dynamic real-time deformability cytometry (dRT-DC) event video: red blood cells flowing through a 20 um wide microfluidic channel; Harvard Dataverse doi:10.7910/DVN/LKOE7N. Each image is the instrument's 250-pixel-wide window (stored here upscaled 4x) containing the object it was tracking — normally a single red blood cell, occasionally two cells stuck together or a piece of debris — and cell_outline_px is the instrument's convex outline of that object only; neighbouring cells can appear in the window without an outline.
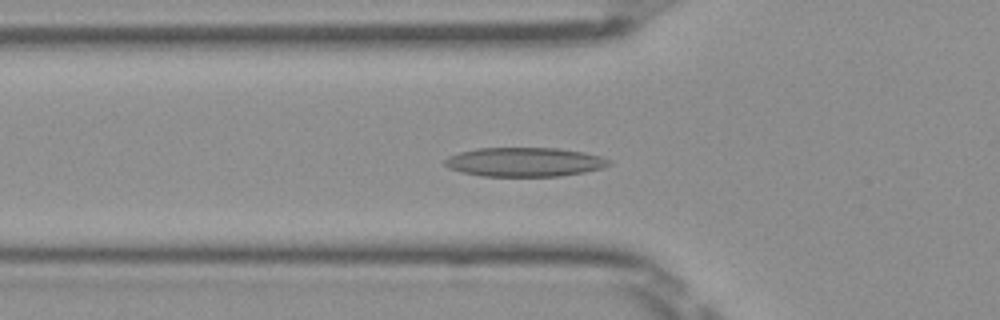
{"species": "Egyptian fruit bat (a non-hibernating species)", "species_latin": "Rousettus aegyptiacus", "temperature_condition": "room temperature", "stored_images_in_passage": 36, "camera_frame_rate_fps": 3000, "um_per_image_px": 0.085, "frame": {"image": 1, "passage_image": 7, "time_ms": 2.0, "image_size_px": [1000, 320], "cell_outline_px": [[612, 164], [600, 168], [584, 172], [560, 176], [484, 176], [460, 172], [448, 168], [444, 164], [444, 160], [448, 156], [460, 152], [480, 148], [556, 148], [584, 152], [600, 156], [612, 160]], "centroid_in_image_um": [44.58, 13.77], "position_along_channel_um": 81.2, "area_um2": 27.86}}
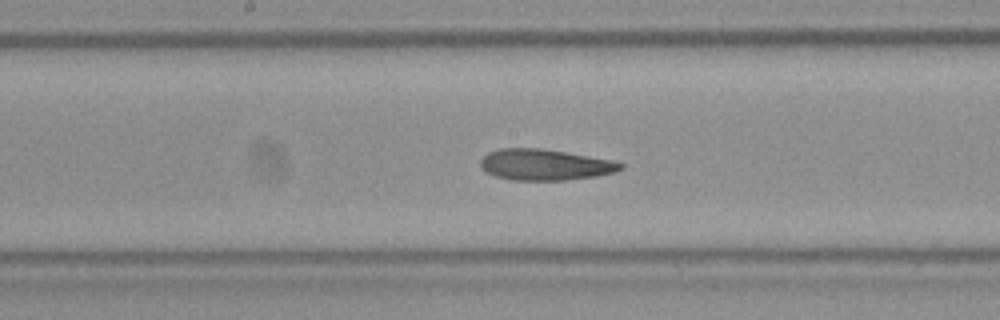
{"frame": {"image": 2, "passage_image": 16, "time_ms": 5.0, "image_size_px": [1000, 320], "cell_outline_px": [[624, 168], [616, 172], [596, 176], [564, 180], [512, 180], [496, 176], [480, 168], [480, 160], [488, 152], [500, 148], [540, 148], [612, 160], [624, 164]], "centroid_in_image_um": [46.31, 14.0], "position_along_channel_um": 201.9, "area_um2": 25.26}}
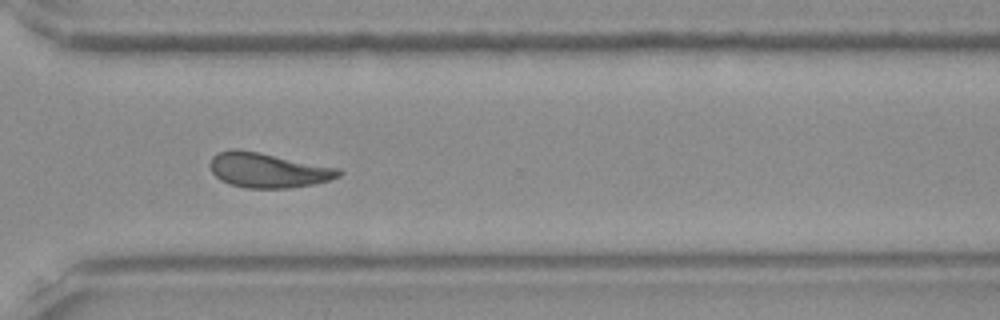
{"frame": {"image": 3, "passage_image": 27, "time_ms": 8.667, "image_size_px": [1000, 320], "cell_outline_px": [[344, 172], [340, 176], [328, 180], [312, 184], [288, 188], [244, 188], [228, 184], [220, 180], [212, 172], [208, 164], [212, 156], [220, 152], [232, 148], [236, 148], [260, 152], [340, 168]], "centroid_in_image_um": [22.75, 14.46], "position_along_channel_um": 347.8, "area_um2": 26.36}, "authors_computed_cell_mechanics": {"area_um2": 25.3164, "velocity_mm_per_s": 3.9862, "shape_relaxation_time_tau1_ms": null, "shape_relaxation_time_tau2_ms": 3.4233, "deformation_change_tau1": null, "deformation_change_tau2": 0.1322}}